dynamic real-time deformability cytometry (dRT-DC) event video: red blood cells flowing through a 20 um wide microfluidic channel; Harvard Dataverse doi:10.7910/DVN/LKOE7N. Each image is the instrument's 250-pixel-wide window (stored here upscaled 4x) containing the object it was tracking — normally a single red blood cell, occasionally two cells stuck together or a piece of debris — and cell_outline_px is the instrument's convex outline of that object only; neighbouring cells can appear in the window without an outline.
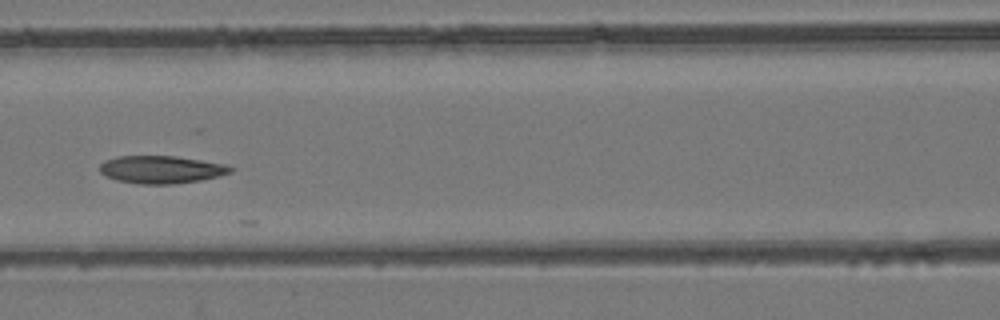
{"species": "common noctule bat (a hibernating species)", "species_latin": "Nyctalus noctula", "temperature_condition": "room temperature", "stored_images_in_passage": 8, "camera_frame_rate_fps": 3000, "um_per_image_px": 0.085, "animal": {"sex": "female", "body_mass_g": 24.6, "forearm_length_mm": 56.2}, "frame": {"image": 1, "passage_image": 8, "time_ms": 8.333, "image_size_px": [1000, 320], "cell_outline_px": [[236, 168], [232, 172], [220, 176], [200, 180], [172, 184], [140, 184], [116, 180], [100, 172], [100, 164], [104, 160], [116, 156], [176, 156], [224, 164]], "centroid_in_image_um": [13.72, 14.41], "position_along_channel_um": 152.9, "area_um2": 21.1}}